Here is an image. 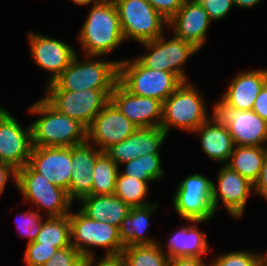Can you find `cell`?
<instances>
[{
  "instance_id": "1",
  "label": "cell",
  "mask_w": 267,
  "mask_h": 266,
  "mask_svg": "<svg viewBox=\"0 0 267 266\" xmlns=\"http://www.w3.org/2000/svg\"><path fill=\"white\" fill-rule=\"evenodd\" d=\"M28 112L39 116L29 123L33 147H72L87 141V128L76 119L58 112L44 98L32 104Z\"/></svg>"
},
{
  "instance_id": "2",
  "label": "cell",
  "mask_w": 267,
  "mask_h": 266,
  "mask_svg": "<svg viewBox=\"0 0 267 266\" xmlns=\"http://www.w3.org/2000/svg\"><path fill=\"white\" fill-rule=\"evenodd\" d=\"M77 39L85 56L100 58L125 42L113 0L92 4Z\"/></svg>"
},
{
  "instance_id": "3",
  "label": "cell",
  "mask_w": 267,
  "mask_h": 266,
  "mask_svg": "<svg viewBox=\"0 0 267 266\" xmlns=\"http://www.w3.org/2000/svg\"><path fill=\"white\" fill-rule=\"evenodd\" d=\"M119 62V59L109 61L99 56H84L81 62L76 54L63 72L46 85V90L114 89L119 78Z\"/></svg>"
},
{
  "instance_id": "4",
  "label": "cell",
  "mask_w": 267,
  "mask_h": 266,
  "mask_svg": "<svg viewBox=\"0 0 267 266\" xmlns=\"http://www.w3.org/2000/svg\"><path fill=\"white\" fill-rule=\"evenodd\" d=\"M71 245L85 259L96 258L93 247L106 251L103 258L120 257L125 248L119 238V230L107 222L96 221L86 216L80 209L69 213Z\"/></svg>"
},
{
  "instance_id": "5",
  "label": "cell",
  "mask_w": 267,
  "mask_h": 266,
  "mask_svg": "<svg viewBox=\"0 0 267 266\" xmlns=\"http://www.w3.org/2000/svg\"><path fill=\"white\" fill-rule=\"evenodd\" d=\"M191 81L183 82L164 102L160 127L169 134L172 127L192 133L210 117L205 100Z\"/></svg>"
},
{
  "instance_id": "6",
  "label": "cell",
  "mask_w": 267,
  "mask_h": 266,
  "mask_svg": "<svg viewBox=\"0 0 267 266\" xmlns=\"http://www.w3.org/2000/svg\"><path fill=\"white\" fill-rule=\"evenodd\" d=\"M16 188L22 197L33 203L40 214L46 217L67 216L71 212L73 202L65 189L52 184L37 173L29 164L17 170Z\"/></svg>"
},
{
  "instance_id": "7",
  "label": "cell",
  "mask_w": 267,
  "mask_h": 266,
  "mask_svg": "<svg viewBox=\"0 0 267 266\" xmlns=\"http://www.w3.org/2000/svg\"><path fill=\"white\" fill-rule=\"evenodd\" d=\"M118 81L132 94L162 102L183 83L174 73L146 68L136 58L121 59Z\"/></svg>"
},
{
  "instance_id": "8",
  "label": "cell",
  "mask_w": 267,
  "mask_h": 266,
  "mask_svg": "<svg viewBox=\"0 0 267 266\" xmlns=\"http://www.w3.org/2000/svg\"><path fill=\"white\" fill-rule=\"evenodd\" d=\"M123 37L143 43L165 34L168 21L147 0H113Z\"/></svg>"
},
{
  "instance_id": "9",
  "label": "cell",
  "mask_w": 267,
  "mask_h": 266,
  "mask_svg": "<svg viewBox=\"0 0 267 266\" xmlns=\"http://www.w3.org/2000/svg\"><path fill=\"white\" fill-rule=\"evenodd\" d=\"M146 49V53L136 59L146 68L174 73L182 82L189 81L183 68L188 59L197 54V49L192 43L184 41L173 34L166 39L163 34L160 37L140 43Z\"/></svg>"
},
{
  "instance_id": "10",
  "label": "cell",
  "mask_w": 267,
  "mask_h": 266,
  "mask_svg": "<svg viewBox=\"0 0 267 266\" xmlns=\"http://www.w3.org/2000/svg\"><path fill=\"white\" fill-rule=\"evenodd\" d=\"M44 99L58 112L76 119L88 128L95 116L110 101L113 89L80 91L45 90Z\"/></svg>"
},
{
  "instance_id": "11",
  "label": "cell",
  "mask_w": 267,
  "mask_h": 266,
  "mask_svg": "<svg viewBox=\"0 0 267 266\" xmlns=\"http://www.w3.org/2000/svg\"><path fill=\"white\" fill-rule=\"evenodd\" d=\"M213 180L203 174H191L179 183L173 206L186 221H208L215 215L212 203Z\"/></svg>"
},
{
  "instance_id": "12",
  "label": "cell",
  "mask_w": 267,
  "mask_h": 266,
  "mask_svg": "<svg viewBox=\"0 0 267 266\" xmlns=\"http://www.w3.org/2000/svg\"><path fill=\"white\" fill-rule=\"evenodd\" d=\"M213 114L228 128L235 146H267V121L252 110L228 107L221 99Z\"/></svg>"
},
{
  "instance_id": "13",
  "label": "cell",
  "mask_w": 267,
  "mask_h": 266,
  "mask_svg": "<svg viewBox=\"0 0 267 266\" xmlns=\"http://www.w3.org/2000/svg\"><path fill=\"white\" fill-rule=\"evenodd\" d=\"M32 148L31 125L21 127L19 121L0 106V162L18 170L29 163Z\"/></svg>"
},
{
  "instance_id": "14",
  "label": "cell",
  "mask_w": 267,
  "mask_h": 266,
  "mask_svg": "<svg viewBox=\"0 0 267 266\" xmlns=\"http://www.w3.org/2000/svg\"><path fill=\"white\" fill-rule=\"evenodd\" d=\"M217 176L218 186L214 182L212 186V203L215 213L221 200L223 207L231 217L242 218L246 202L254 193V184L227 165H222Z\"/></svg>"
},
{
  "instance_id": "15",
  "label": "cell",
  "mask_w": 267,
  "mask_h": 266,
  "mask_svg": "<svg viewBox=\"0 0 267 266\" xmlns=\"http://www.w3.org/2000/svg\"><path fill=\"white\" fill-rule=\"evenodd\" d=\"M137 128L110 100L87 128V141L104 152L131 136Z\"/></svg>"
},
{
  "instance_id": "16",
  "label": "cell",
  "mask_w": 267,
  "mask_h": 266,
  "mask_svg": "<svg viewBox=\"0 0 267 266\" xmlns=\"http://www.w3.org/2000/svg\"><path fill=\"white\" fill-rule=\"evenodd\" d=\"M28 40L34 63L51 73L46 85L52 83L77 54L72 45L42 33L29 31Z\"/></svg>"
},
{
  "instance_id": "17",
  "label": "cell",
  "mask_w": 267,
  "mask_h": 266,
  "mask_svg": "<svg viewBox=\"0 0 267 266\" xmlns=\"http://www.w3.org/2000/svg\"><path fill=\"white\" fill-rule=\"evenodd\" d=\"M110 100L138 128L160 127L162 101L132 94L119 81L111 93Z\"/></svg>"
},
{
  "instance_id": "18",
  "label": "cell",
  "mask_w": 267,
  "mask_h": 266,
  "mask_svg": "<svg viewBox=\"0 0 267 266\" xmlns=\"http://www.w3.org/2000/svg\"><path fill=\"white\" fill-rule=\"evenodd\" d=\"M37 173L66 191L72 174L71 147H33L28 163Z\"/></svg>"
},
{
  "instance_id": "19",
  "label": "cell",
  "mask_w": 267,
  "mask_h": 266,
  "mask_svg": "<svg viewBox=\"0 0 267 266\" xmlns=\"http://www.w3.org/2000/svg\"><path fill=\"white\" fill-rule=\"evenodd\" d=\"M168 134L161 127L137 128L125 140L113 144L104 153L118 166L146 154H160Z\"/></svg>"
},
{
  "instance_id": "20",
  "label": "cell",
  "mask_w": 267,
  "mask_h": 266,
  "mask_svg": "<svg viewBox=\"0 0 267 266\" xmlns=\"http://www.w3.org/2000/svg\"><path fill=\"white\" fill-rule=\"evenodd\" d=\"M211 23L206 10L198 0H185L177 13L168 21L173 34L192 43L201 50L205 44Z\"/></svg>"
},
{
  "instance_id": "21",
  "label": "cell",
  "mask_w": 267,
  "mask_h": 266,
  "mask_svg": "<svg viewBox=\"0 0 267 266\" xmlns=\"http://www.w3.org/2000/svg\"><path fill=\"white\" fill-rule=\"evenodd\" d=\"M101 153L97 146L88 141L71 147L72 174L67 193L72 202L92 195L93 168Z\"/></svg>"
},
{
  "instance_id": "22",
  "label": "cell",
  "mask_w": 267,
  "mask_h": 266,
  "mask_svg": "<svg viewBox=\"0 0 267 266\" xmlns=\"http://www.w3.org/2000/svg\"><path fill=\"white\" fill-rule=\"evenodd\" d=\"M267 84V68L242 71L233 77L221 100L238 110H252L256 97Z\"/></svg>"
},
{
  "instance_id": "23",
  "label": "cell",
  "mask_w": 267,
  "mask_h": 266,
  "mask_svg": "<svg viewBox=\"0 0 267 266\" xmlns=\"http://www.w3.org/2000/svg\"><path fill=\"white\" fill-rule=\"evenodd\" d=\"M192 134L199 136L206 157L222 165L228 164L235 145L227 126L213 114V110L210 118Z\"/></svg>"
},
{
  "instance_id": "24",
  "label": "cell",
  "mask_w": 267,
  "mask_h": 266,
  "mask_svg": "<svg viewBox=\"0 0 267 266\" xmlns=\"http://www.w3.org/2000/svg\"><path fill=\"white\" fill-rule=\"evenodd\" d=\"M189 225L181 226L170 236L164 247L162 242H157L159 247L167 254L169 258L174 257H198L204 258L209 251L207 235L199 231L201 221H188ZM192 223V224H190Z\"/></svg>"
},
{
  "instance_id": "25",
  "label": "cell",
  "mask_w": 267,
  "mask_h": 266,
  "mask_svg": "<svg viewBox=\"0 0 267 266\" xmlns=\"http://www.w3.org/2000/svg\"><path fill=\"white\" fill-rule=\"evenodd\" d=\"M157 207L158 203L153 202L146 206L130 208L128 215L118 228L119 238L124 247L152 245L158 242L145 233L150 225L149 219L157 211Z\"/></svg>"
},
{
  "instance_id": "26",
  "label": "cell",
  "mask_w": 267,
  "mask_h": 266,
  "mask_svg": "<svg viewBox=\"0 0 267 266\" xmlns=\"http://www.w3.org/2000/svg\"><path fill=\"white\" fill-rule=\"evenodd\" d=\"M79 209L89 218L107 222L112 226L120 227L128 215L130 207L119 197L112 195H90L80 200Z\"/></svg>"
},
{
  "instance_id": "27",
  "label": "cell",
  "mask_w": 267,
  "mask_h": 266,
  "mask_svg": "<svg viewBox=\"0 0 267 266\" xmlns=\"http://www.w3.org/2000/svg\"><path fill=\"white\" fill-rule=\"evenodd\" d=\"M266 155L267 146H235L227 166L255 184Z\"/></svg>"
},
{
  "instance_id": "28",
  "label": "cell",
  "mask_w": 267,
  "mask_h": 266,
  "mask_svg": "<svg viewBox=\"0 0 267 266\" xmlns=\"http://www.w3.org/2000/svg\"><path fill=\"white\" fill-rule=\"evenodd\" d=\"M35 242L58 249L71 246L69 215L45 218Z\"/></svg>"
},
{
  "instance_id": "29",
  "label": "cell",
  "mask_w": 267,
  "mask_h": 266,
  "mask_svg": "<svg viewBox=\"0 0 267 266\" xmlns=\"http://www.w3.org/2000/svg\"><path fill=\"white\" fill-rule=\"evenodd\" d=\"M119 258L123 266H168L169 261L158 243L125 247Z\"/></svg>"
},
{
  "instance_id": "30",
  "label": "cell",
  "mask_w": 267,
  "mask_h": 266,
  "mask_svg": "<svg viewBox=\"0 0 267 266\" xmlns=\"http://www.w3.org/2000/svg\"><path fill=\"white\" fill-rule=\"evenodd\" d=\"M149 194V185L144 180L122 175L120 170L116 179V188L114 195L119 197L130 208L146 206L151 203L147 196Z\"/></svg>"
},
{
  "instance_id": "31",
  "label": "cell",
  "mask_w": 267,
  "mask_h": 266,
  "mask_svg": "<svg viewBox=\"0 0 267 266\" xmlns=\"http://www.w3.org/2000/svg\"><path fill=\"white\" fill-rule=\"evenodd\" d=\"M120 167L102 152L93 168L92 195H112L115 193L116 179Z\"/></svg>"
},
{
  "instance_id": "32",
  "label": "cell",
  "mask_w": 267,
  "mask_h": 266,
  "mask_svg": "<svg viewBox=\"0 0 267 266\" xmlns=\"http://www.w3.org/2000/svg\"><path fill=\"white\" fill-rule=\"evenodd\" d=\"M125 170L122 175L131 176L147 183L158 181L164 175L160 154H146L121 164Z\"/></svg>"
},
{
  "instance_id": "33",
  "label": "cell",
  "mask_w": 267,
  "mask_h": 266,
  "mask_svg": "<svg viewBox=\"0 0 267 266\" xmlns=\"http://www.w3.org/2000/svg\"><path fill=\"white\" fill-rule=\"evenodd\" d=\"M209 266H261L260 252L236 250L219 254Z\"/></svg>"
},
{
  "instance_id": "34",
  "label": "cell",
  "mask_w": 267,
  "mask_h": 266,
  "mask_svg": "<svg viewBox=\"0 0 267 266\" xmlns=\"http://www.w3.org/2000/svg\"><path fill=\"white\" fill-rule=\"evenodd\" d=\"M19 217H20L18 218L19 221L17 219L15 220L20 235L28 237L27 243L34 242L36 240L38 232L42 228V222L45 216H43V213L40 214L36 210L34 211L29 209L23 214H21Z\"/></svg>"
},
{
  "instance_id": "35",
  "label": "cell",
  "mask_w": 267,
  "mask_h": 266,
  "mask_svg": "<svg viewBox=\"0 0 267 266\" xmlns=\"http://www.w3.org/2000/svg\"><path fill=\"white\" fill-rule=\"evenodd\" d=\"M57 250V247L42 245L35 241L27 243L24 253L25 265L42 266L51 259Z\"/></svg>"
},
{
  "instance_id": "36",
  "label": "cell",
  "mask_w": 267,
  "mask_h": 266,
  "mask_svg": "<svg viewBox=\"0 0 267 266\" xmlns=\"http://www.w3.org/2000/svg\"><path fill=\"white\" fill-rule=\"evenodd\" d=\"M85 257L72 245L58 249L42 266H84Z\"/></svg>"
},
{
  "instance_id": "37",
  "label": "cell",
  "mask_w": 267,
  "mask_h": 266,
  "mask_svg": "<svg viewBox=\"0 0 267 266\" xmlns=\"http://www.w3.org/2000/svg\"><path fill=\"white\" fill-rule=\"evenodd\" d=\"M198 2L206 10L211 21H221L229 14L232 6V0H198Z\"/></svg>"
},
{
  "instance_id": "38",
  "label": "cell",
  "mask_w": 267,
  "mask_h": 266,
  "mask_svg": "<svg viewBox=\"0 0 267 266\" xmlns=\"http://www.w3.org/2000/svg\"><path fill=\"white\" fill-rule=\"evenodd\" d=\"M154 9L169 21L181 8L185 0H147Z\"/></svg>"
},
{
  "instance_id": "39",
  "label": "cell",
  "mask_w": 267,
  "mask_h": 266,
  "mask_svg": "<svg viewBox=\"0 0 267 266\" xmlns=\"http://www.w3.org/2000/svg\"><path fill=\"white\" fill-rule=\"evenodd\" d=\"M254 194L262 197L267 202V155L263 162L260 176L254 184Z\"/></svg>"
},
{
  "instance_id": "40",
  "label": "cell",
  "mask_w": 267,
  "mask_h": 266,
  "mask_svg": "<svg viewBox=\"0 0 267 266\" xmlns=\"http://www.w3.org/2000/svg\"><path fill=\"white\" fill-rule=\"evenodd\" d=\"M11 177L16 186L17 170L7 163L0 162V196L3 194Z\"/></svg>"
},
{
  "instance_id": "41",
  "label": "cell",
  "mask_w": 267,
  "mask_h": 266,
  "mask_svg": "<svg viewBox=\"0 0 267 266\" xmlns=\"http://www.w3.org/2000/svg\"><path fill=\"white\" fill-rule=\"evenodd\" d=\"M252 111L267 121V84L256 97Z\"/></svg>"
},
{
  "instance_id": "42",
  "label": "cell",
  "mask_w": 267,
  "mask_h": 266,
  "mask_svg": "<svg viewBox=\"0 0 267 266\" xmlns=\"http://www.w3.org/2000/svg\"><path fill=\"white\" fill-rule=\"evenodd\" d=\"M168 266H209V264L203 258L184 256L169 258Z\"/></svg>"
},
{
  "instance_id": "43",
  "label": "cell",
  "mask_w": 267,
  "mask_h": 266,
  "mask_svg": "<svg viewBox=\"0 0 267 266\" xmlns=\"http://www.w3.org/2000/svg\"><path fill=\"white\" fill-rule=\"evenodd\" d=\"M96 258L85 259L84 266H123L119 257L117 258H100L99 261Z\"/></svg>"
},
{
  "instance_id": "44",
  "label": "cell",
  "mask_w": 267,
  "mask_h": 266,
  "mask_svg": "<svg viewBox=\"0 0 267 266\" xmlns=\"http://www.w3.org/2000/svg\"><path fill=\"white\" fill-rule=\"evenodd\" d=\"M234 6L244 9H251L261 3L262 0H232Z\"/></svg>"
},
{
  "instance_id": "45",
  "label": "cell",
  "mask_w": 267,
  "mask_h": 266,
  "mask_svg": "<svg viewBox=\"0 0 267 266\" xmlns=\"http://www.w3.org/2000/svg\"><path fill=\"white\" fill-rule=\"evenodd\" d=\"M77 6H88L89 4L93 3V5L100 3L102 0H70Z\"/></svg>"
},
{
  "instance_id": "46",
  "label": "cell",
  "mask_w": 267,
  "mask_h": 266,
  "mask_svg": "<svg viewBox=\"0 0 267 266\" xmlns=\"http://www.w3.org/2000/svg\"><path fill=\"white\" fill-rule=\"evenodd\" d=\"M260 265L267 266V251L263 254L260 253Z\"/></svg>"
}]
</instances>
